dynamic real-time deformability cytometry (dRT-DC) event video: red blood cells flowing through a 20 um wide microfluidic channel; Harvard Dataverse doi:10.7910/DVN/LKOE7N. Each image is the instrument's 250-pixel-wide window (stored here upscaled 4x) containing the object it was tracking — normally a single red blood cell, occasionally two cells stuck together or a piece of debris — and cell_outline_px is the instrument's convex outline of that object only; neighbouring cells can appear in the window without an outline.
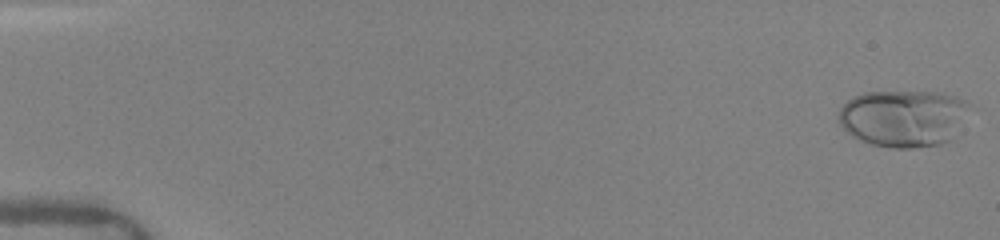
{"species": "human", "species_latin": "Homo sapiens", "temperature_condition": "warm", "stored_images_in_passage": 17, "camera_frame_rate_fps": 3000, "um_per_image_px": 0.085, "donor": {"sex": "female"}, "frame": {"image": 1, "passage_image": 1, "time_ms": 0.0, "image_size_px": [1000, 240], "cell_outline_px": [[972, 104], [956, 136], [940, 144], [912, 148], [892, 148], [872, 144], [860, 140], [852, 136], [840, 124], [836, 116], [840, 108], [852, 96], [864, 92], [940, 92], [956, 96], [968, 100]], "centroid_in_image_um": [76.81, 10.03], "position_along_channel_um": 8.2, "area_um2": 44.04}}
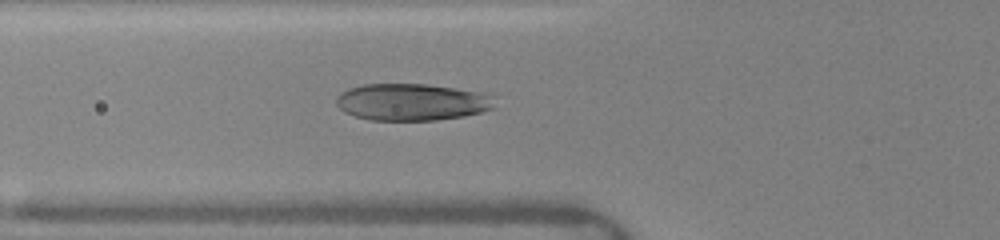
{"frame": {"image": 2, "passage_image": 10, "time_ms": 6.0, "image_size_px": [1000, 240], "cell_outline_px": [[496, 108], [464, 116], [436, 120], [368, 120], [344, 112], [336, 104], [336, 96], [340, 92], [348, 88], [364, 84], [424, 84], [492, 92], [496, 96]], "centroid_in_image_um": [35.1, 8.66], "position_along_channel_um": 90.7, "area_um2": 34.85}}
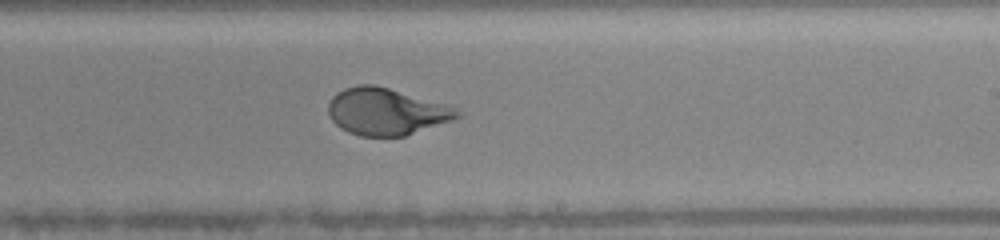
{"frame": {"image": 3, "passage_image": 17, "time_ms": 10.0, "image_size_px": [1000, 240], "cell_outline_px": [[464, 116], [404, 136], [360, 136], [348, 132], [340, 128], [332, 120], [328, 112], [328, 104], [332, 96], [336, 92], [344, 88], [360, 84], [376, 84], [452, 104], [464, 112]], "centroid_in_image_um": [32.9, 9.45], "position_along_channel_um": 256.1, "area_um2": 36.07}}